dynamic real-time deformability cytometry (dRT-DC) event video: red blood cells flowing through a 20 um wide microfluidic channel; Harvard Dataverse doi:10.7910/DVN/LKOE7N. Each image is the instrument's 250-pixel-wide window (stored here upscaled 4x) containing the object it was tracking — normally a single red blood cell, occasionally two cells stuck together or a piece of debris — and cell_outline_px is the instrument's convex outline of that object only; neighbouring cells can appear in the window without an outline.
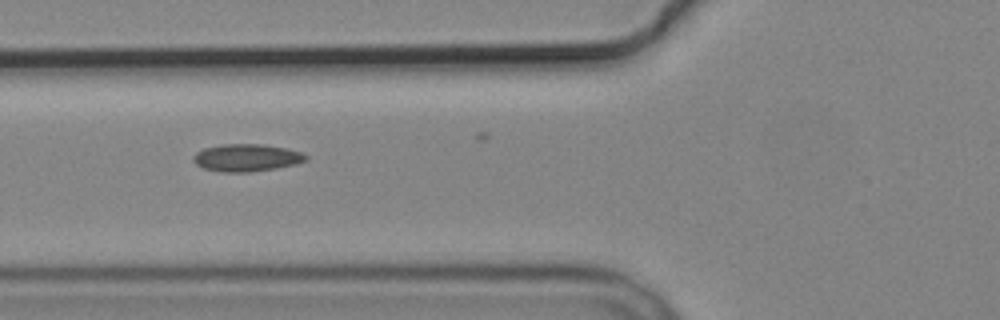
{"species": "common noctule bat (a hibernating species)", "species_latin": "Nyctalus noctula", "temperature_condition": "cold", "stored_images_in_passage": 7, "camera_frame_rate_fps": 3000, "um_per_image_px": 0.085, "animal": {"sex": "male", "body_mass_g": 19.2, "forearm_length_mm": 51.8}, "frame": {"image": 1, "passage_image": 3, "time_ms": 3.0, "image_size_px": [1000, 320], "cell_outline_px": [[308, 160], [296, 164], [276, 168], [248, 172], [220, 172], [204, 168], [196, 164], [192, 160], [192, 156], [196, 152], [204, 148], [224, 144], [264, 144], [288, 148], [300, 152], [308, 156]], "centroid_in_image_um": [20.96, 13.4], "position_along_channel_um": 104.8, "area_um2": 18.09}}
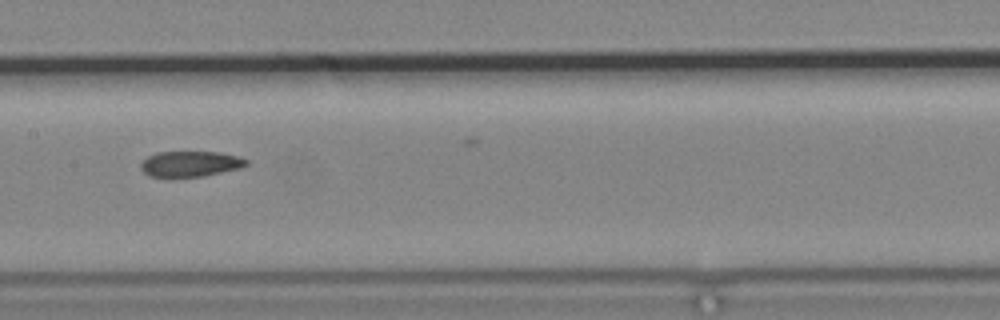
{"frame": {"image": 2, "passage_image": 5, "time_ms": 5.333, "image_size_px": [1000, 320], "cell_outline_px": [[248, 164], [240, 168], [204, 176], [148, 176], [140, 168], [140, 164], [148, 156], [156, 152], [220, 152], [240, 156], [248, 160]], "centroid_in_image_um": [16.2, 13.91], "position_along_channel_um": 191.2, "area_um2": 15.66}}
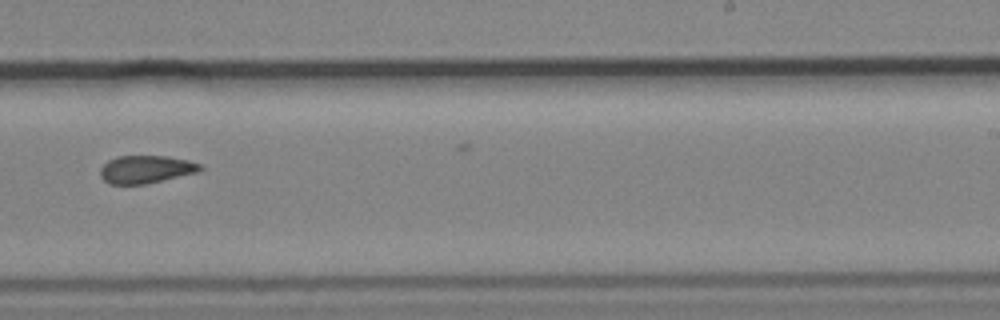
{"frame": {"image": 3, "passage_image": 7, "time_ms": 7.667, "image_size_px": [1000, 320], "cell_outline_px": [[204, 168], [196, 172], [144, 184], [108, 184], [100, 176], [100, 168], [108, 160], [116, 156], [168, 156], [188, 160], [200, 164]], "centroid_in_image_um": [12.36, 14.38], "position_along_channel_um": 276.6, "area_um2": 16.07}}